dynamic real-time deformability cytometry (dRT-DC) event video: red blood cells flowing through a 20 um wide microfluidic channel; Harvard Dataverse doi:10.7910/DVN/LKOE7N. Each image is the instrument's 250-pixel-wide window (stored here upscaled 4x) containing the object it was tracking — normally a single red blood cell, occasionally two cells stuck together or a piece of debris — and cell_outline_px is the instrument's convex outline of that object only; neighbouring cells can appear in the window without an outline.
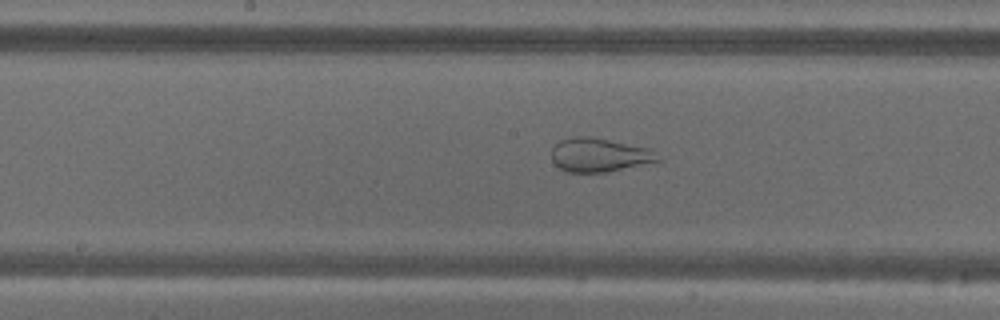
{"species": "common noctule bat (a hibernating species)", "species_latin": "Nyctalus noctula", "temperature_condition": "warm", "stored_images_in_passage": 54, "camera_frame_rate_fps": 3000, "um_per_image_px": 0.085, "animal": {"sex": "male", "body_mass_g": 18.8}, "frame": {"image": 1, "passage_image": 27, "time_ms": 8.667, "image_size_px": [1000, 320], "cell_outline_px": [[660, 160], [608, 172], [564, 172], [552, 160], [552, 148], [560, 140], [576, 136], [588, 136], [652, 148], [660, 156]], "centroid_in_image_um": [50.95, 13.17], "position_along_channel_um": 197.3, "area_um2": 20.92}}
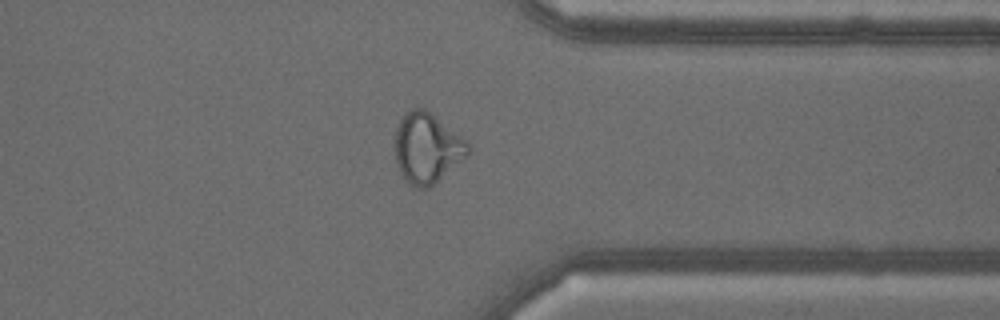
{"frame": {"image": 2, "passage_image": 42, "time_ms": 13.667, "image_size_px": [1000, 320], "cell_outline_px": [[472, 148], [468, 156], [428, 188], [416, 188], [408, 184], [400, 172], [396, 160], [396, 128], [400, 120], [412, 108], [424, 108], [468, 140]], "centroid_in_image_um": [36.34, 12.59], "position_along_channel_um": 375.1, "area_um2": 29.82}}
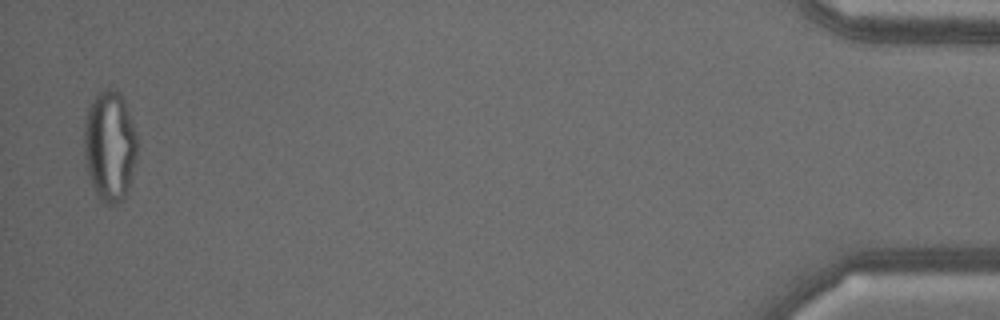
{"frame": {"image": 3, "passage_image": 53, "time_ms": 17.333, "image_size_px": [1000, 320], "cell_outline_px": [[136, 156], [128, 188], [124, 196], [116, 204], [108, 204], [100, 200], [92, 184], [88, 172], [84, 156], [84, 120], [88, 104], [96, 92], [108, 88], [112, 88], [120, 92], [124, 100], [136, 132]], "centroid_in_image_um": [9.3, 12.33], "position_along_channel_um": 425.9, "area_um2": 34.22}}